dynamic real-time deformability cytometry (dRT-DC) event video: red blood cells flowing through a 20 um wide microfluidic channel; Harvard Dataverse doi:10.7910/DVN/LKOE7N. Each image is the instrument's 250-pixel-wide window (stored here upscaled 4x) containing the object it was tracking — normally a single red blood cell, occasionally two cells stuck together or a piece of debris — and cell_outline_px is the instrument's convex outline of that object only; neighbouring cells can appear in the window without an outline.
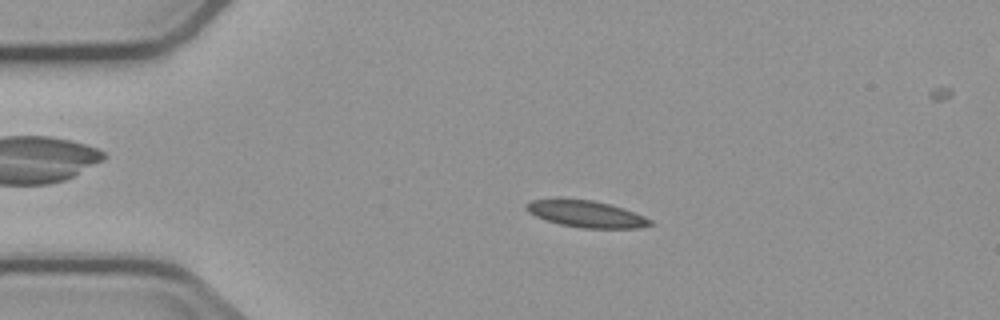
{"species": "common noctule bat (a hibernating species)", "species_latin": "Nyctalus noctula", "temperature_condition": "cold", "stored_images_in_passage": 3, "camera_frame_rate_fps": 3000, "um_per_image_px": 0.085, "animal": {"sex": "male", "body_mass_g": 23.1, "forearm_length_mm": 52.7}, "frame": {"image": 1, "passage_image": 1, "time_ms": 0.0, "image_size_px": [1000, 320], "cell_outline_px": [[652, 224], [640, 228], [580, 228], [560, 224], [536, 216], [528, 212], [524, 208], [532, 200], [592, 200], [624, 208], [644, 216], [652, 220]], "centroid_in_image_um": [49.88, 18.21], "position_along_channel_um": 35.1, "area_um2": 18.79}}